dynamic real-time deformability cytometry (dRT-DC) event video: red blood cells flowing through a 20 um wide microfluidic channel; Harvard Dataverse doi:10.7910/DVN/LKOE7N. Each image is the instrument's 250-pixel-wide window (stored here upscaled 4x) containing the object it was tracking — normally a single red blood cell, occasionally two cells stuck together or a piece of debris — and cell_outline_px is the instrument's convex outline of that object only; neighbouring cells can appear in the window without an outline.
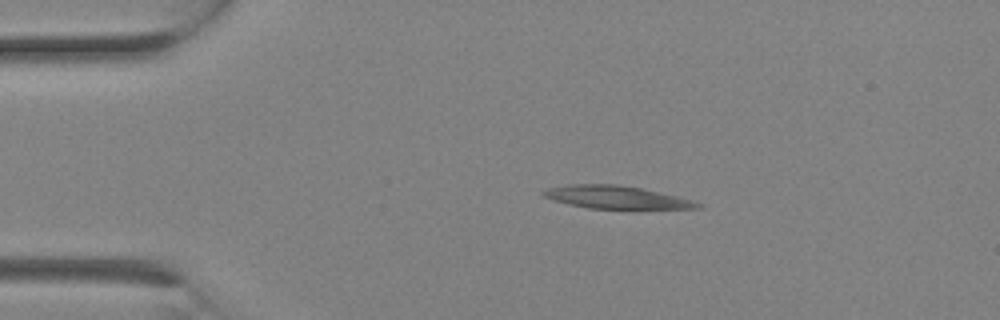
{"species": "Egyptian fruit bat (a non-hibernating species)", "species_latin": "Rousettus aegyptiacus", "temperature_condition": "room temperature", "stored_images_in_passage": 2, "camera_frame_rate_fps": 3000, "um_per_image_px": 0.085, "animal": {"sex": "female"}, "frame": {"image": 1, "passage_image": 1, "time_ms": 0.0, "image_size_px": [1000, 320], "cell_outline_px": [[704, 204], [700, 208], [588, 208], [568, 204], [552, 200], [544, 196], [540, 192], [548, 188], [568, 184], [616, 184], [640, 188], [676, 196], [692, 200]], "centroid_in_image_um": [52.32, 16.76], "position_along_channel_um": 32.7, "area_um2": 20.17}}
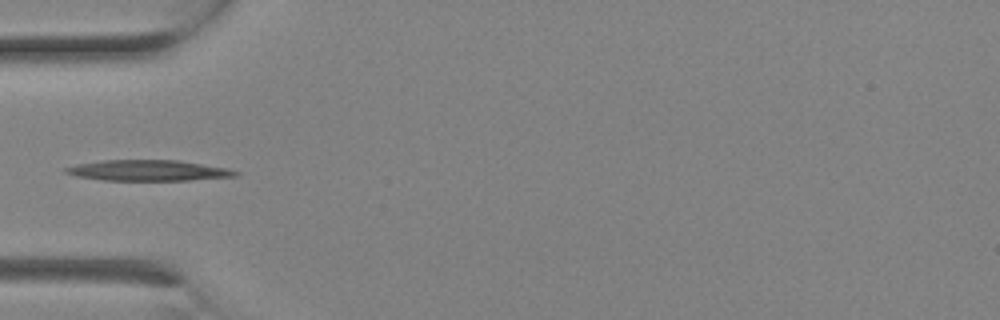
{"frame": {"image": 2, "passage_image": 2, "time_ms": 0.333, "image_size_px": [1000, 320], "cell_outline_px": [[240, 172], [236, 176], [192, 180], [100, 180], [76, 176], [64, 172], [64, 168], [76, 164], [104, 160], [180, 160], [228, 168]], "centroid_in_image_um": [12.6, 14.48], "position_along_channel_um": 72.4, "area_um2": 20.58}}